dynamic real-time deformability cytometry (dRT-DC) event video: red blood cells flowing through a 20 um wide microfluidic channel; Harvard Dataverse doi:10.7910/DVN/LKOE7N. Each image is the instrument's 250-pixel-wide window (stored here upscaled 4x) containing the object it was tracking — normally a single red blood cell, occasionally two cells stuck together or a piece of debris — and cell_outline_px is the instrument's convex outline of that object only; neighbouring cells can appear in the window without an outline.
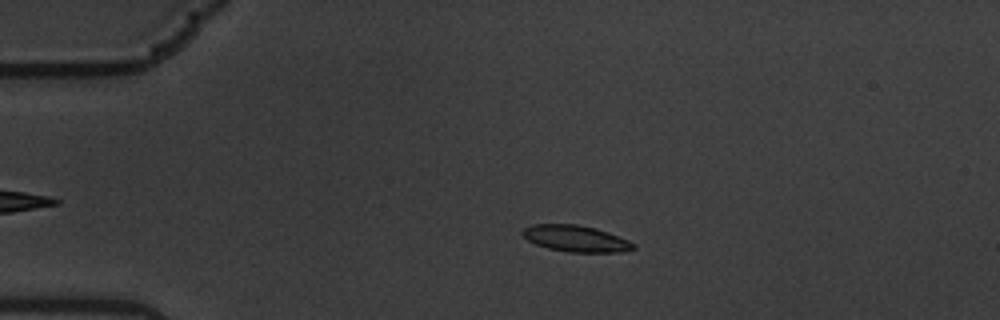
{"species": "common noctule bat (a hibernating species)", "species_latin": "Nyctalus noctula", "temperature_condition": "warm", "stored_images_in_passage": 60, "camera_frame_rate_fps": 3000, "um_per_image_px": 0.085, "animal": {"sex": "male", "body_mass_g": 19.5, "forearm_length_mm": 54.6}, "frame": {"image": 1, "passage_image": 13, "time_ms": 4.0, "image_size_px": [1000, 320], "cell_outline_px": [[636, 248], [624, 252], [568, 252], [548, 248], [536, 244], [528, 240], [520, 232], [524, 228], [532, 224], [576, 224], [596, 228], [608, 232], [628, 240], [636, 244]], "centroid_in_image_um": [48.96, 20.28], "position_along_channel_um": 36.0, "area_um2": 17.11}}
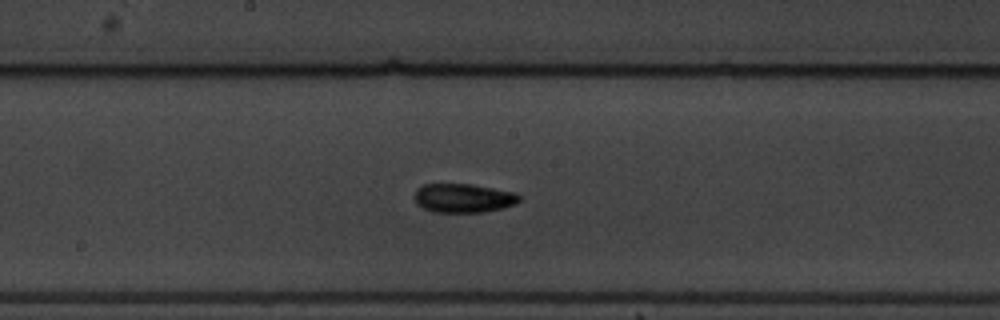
{"frame": {"image": 2, "passage_image": 32, "time_ms": 10.333, "image_size_px": [1000, 320], "cell_outline_px": [[520, 200], [516, 204], [504, 208], [484, 212], [432, 212], [416, 204], [416, 188], [424, 184], [472, 184], [512, 192], [520, 196]], "centroid_in_image_um": [39.39, 16.84], "position_along_channel_um": 208.8, "area_um2": 17.63}}
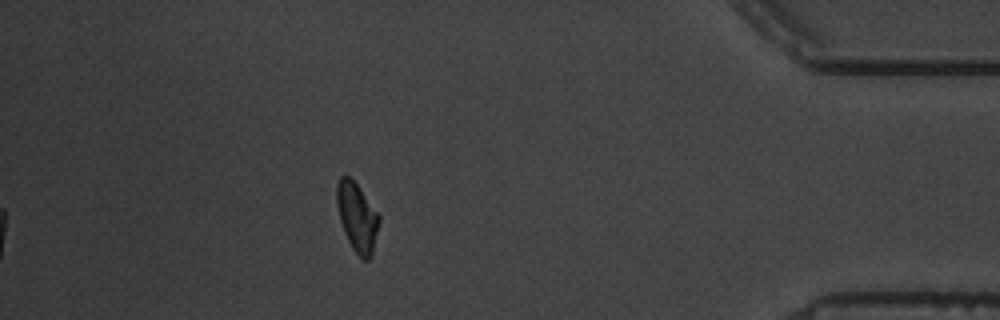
{"frame": {"image": 3, "passage_image": 53, "time_ms": 17.333, "image_size_px": [1000, 320], "cell_outline_px": [[380, 220], [372, 256], [368, 260], [364, 260], [352, 248], [344, 232], [340, 220], [336, 204], [336, 184], [340, 176], [348, 176], [356, 184], [380, 216]], "centroid_in_image_um": [30.34, 18.47], "position_along_channel_um": 404.9, "area_um2": 16.82}, "authors_computed_cell_mechanics": {"area_um2": 16.9354, "velocity_mm_per_s": 3.4047, "shape_relaxation_time_tau1_ms": 4.4826, "shape_relaxation_time_tau2_ms": 2.3322, "deformation_change_tau1": 0.1443, "deformation_change_tau2": 0.0643}}